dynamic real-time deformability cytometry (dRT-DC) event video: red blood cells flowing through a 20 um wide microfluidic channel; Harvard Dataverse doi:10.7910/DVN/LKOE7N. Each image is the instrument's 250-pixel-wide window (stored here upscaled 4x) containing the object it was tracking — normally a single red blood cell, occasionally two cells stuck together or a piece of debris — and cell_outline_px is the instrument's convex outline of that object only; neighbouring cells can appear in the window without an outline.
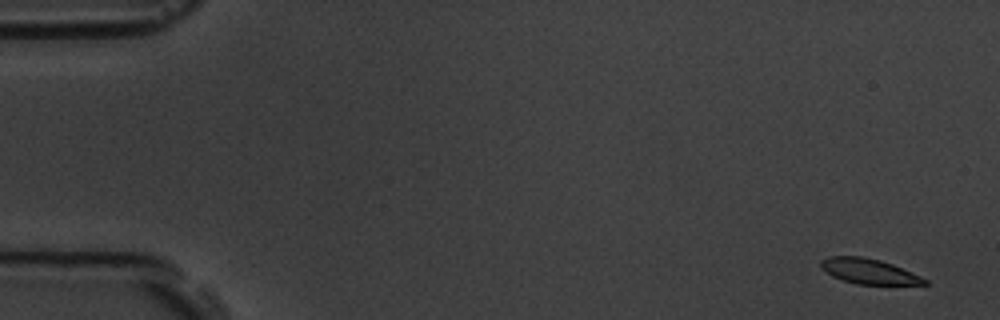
{"species": "common noctule bat (a hibernating species)", "species_latin": "Nyctalus noctula", "temperature_condition": "room temperature", "stored_images_in_passage": 6, "segment_of_instrument_passage": [2, 2], "camera_frame_rate_fps": 3000, "um_per_image_px": 0.085, "animal": {"sex": "male", "body_mass_g": 19.5, "forearm_length_mm": 54.6}, "frame": {"image": 1, "passage_image": 6, "time_ms": 6.667, "image_size_px": [1000, 320], "cell_outline_px": [[928, 284], [856, 284], [832, 276], [820, 264], [820, 260], [828, 256], [864, 256], [880, 260], [892, 264], [920, 276], [928, 280]], "centroid_in_image_um": [73.85, 23.04], "position_along_channel_um": 11.2, "area_um2": 14.97}}